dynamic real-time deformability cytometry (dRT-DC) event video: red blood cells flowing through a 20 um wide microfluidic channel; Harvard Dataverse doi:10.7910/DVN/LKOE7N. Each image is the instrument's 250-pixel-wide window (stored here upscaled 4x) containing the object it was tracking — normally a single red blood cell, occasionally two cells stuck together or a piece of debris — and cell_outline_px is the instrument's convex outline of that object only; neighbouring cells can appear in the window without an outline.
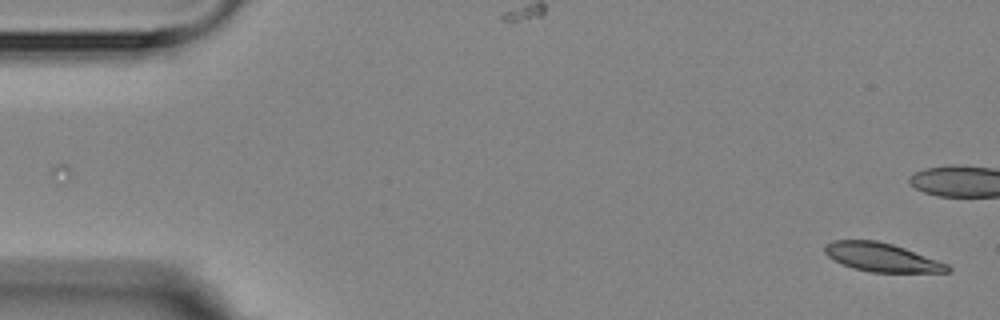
{"species": "Egyptian fruit bat (a non-hibernating species)", "species_latin": "Rousettus aegyptiacus", "temperature_condition": "room temperature", "stored_images_in_passage": 2, "camera_frame_rate_fps": 3000, "um_per_image_px": 0.085, "animal": {"sex": "female"}, "frame": {"image": 1, "passage_image": 2, "time_ms": 1.333, "image_size_px": [1000, 320], "cell_outline_px": [[952, 272], [872, 272], [856, 268], [844, 264], [828, 256], [824, 252], [824, 244], [832, 240], [876, 240], [892, 244], [904, 248], [948, 264], [952, 268]], "centroid_in_image_um": [74.96, 21.86], "position_along_channel_um": 10.0, "area_um2": 20.23}}